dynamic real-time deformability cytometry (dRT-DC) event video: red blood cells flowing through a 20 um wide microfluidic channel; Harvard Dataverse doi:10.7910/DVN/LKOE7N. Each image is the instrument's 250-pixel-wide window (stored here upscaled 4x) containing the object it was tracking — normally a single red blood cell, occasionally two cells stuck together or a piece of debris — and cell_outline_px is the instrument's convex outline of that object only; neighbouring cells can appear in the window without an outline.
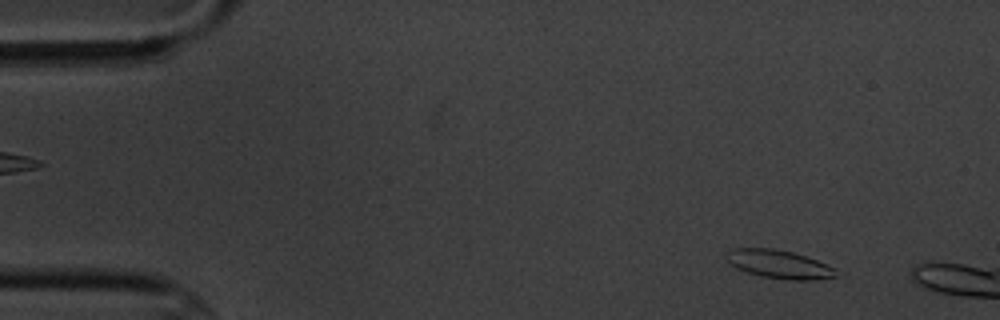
{"species": "common noctule bat (a hibernating species)", "species_latin": "Nyctalus noctula", "temperature_condition": "cold", "stored_images_in_passage": 3, "camera_frame_rate_fps": 3000, "um_per_image_px": 0.085, "animal": {"sex": "male", "body_mass_g": 20.1, "forearm_length_mm": 53.5}, "frame": {"image": 1, "passage_image": 1, "time_ms": 0.0, "image_size_px": [1000, 320], "cell_outline_px": [[836, 276], [816, 280], [788, 280], [760, 276], [736, 268], [724, 256], [732, 248], [772, 248], [792, 252], [816, 260], [836, 268]], "centroid_in_image_um": [66.22, 22.46], "position_along_channel_um": 18.8, "area_um2": 18.03}}